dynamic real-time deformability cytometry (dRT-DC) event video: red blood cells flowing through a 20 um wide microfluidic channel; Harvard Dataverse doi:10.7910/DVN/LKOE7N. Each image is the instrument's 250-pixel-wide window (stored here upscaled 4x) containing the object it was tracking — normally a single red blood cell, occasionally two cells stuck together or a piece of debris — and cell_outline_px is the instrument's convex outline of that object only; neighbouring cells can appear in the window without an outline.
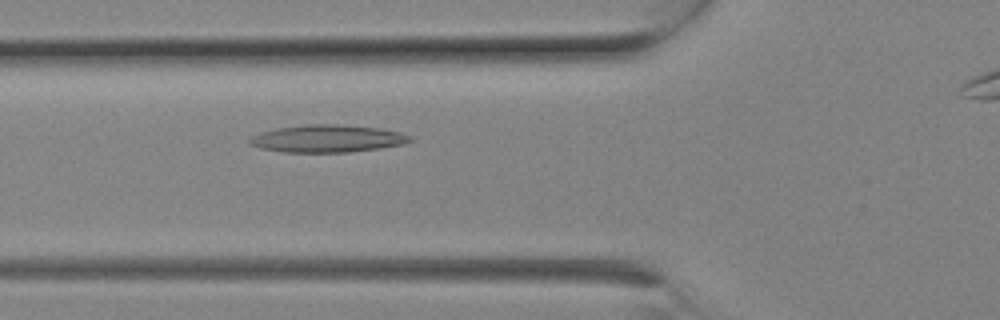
{"species": "Egyptian fruit bat (a non-hibernating species)", "species_latin": "Rousettus aegyptiacus", "temperature_condition": "room temperature", "stored_images_in_passage": 4, "camera_frame_rate_fps": 3000, "um_per_image_px": 0.085, "animal": {"sex": "female"}, "frame": {"image": 1, "passage_image": 3, "time_ms": 0.667, "image_size_px": [1000, 320], "cell_outline_px": [[412, 140], [404, 144], [380, 148], [348, 152], [280, 152], [260, 148], [248, 144], [248, 140], [252, 136], [260, 132], [280, 128], [308, 124], [336, 124], [380, 128], [400, 132], [412, 136]], "centroid_in_image_um": [27.82, 11.78], "position_along_channel_um": 98.0, "area_um2": 25.66}}